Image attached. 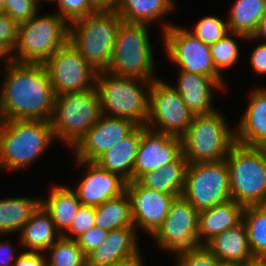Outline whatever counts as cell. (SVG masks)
I'll use <instances>...</instances> for the list:
<instances>
[{"instance_id":"f6af8a7d","label":"cell","mask_w":266,"mask_h":266,"mask_svg":"<svg viewBox=\"0 0 266 266\" xmlns=\"http://www.w3.org/2000/svg\"><path fill=\"white\" fill-rule=\"evenodd\" d=\"M98 11H116L121 0H89Z\"/></svg>"},{"instance_id":"83f0119b","label":"cell","mask_w":266,"mask_h":266,"mask_svg":"<svg viewBox=\"0 0 266 266\" xmlns=\"http://www.w3.org/2000/svg\"><path fill=\"white\" fill-rule=\"evenodd\" d=\"M175 6L174 0H121L116 12L125 22L151 25L173 13Z\"/></svg>"},{"instance_id":"9c48e42d","label":"cell","mask_w":266,"mask_h":266,"mask_svg":"<svg viewBox=\"0 0 266 266\" xmlns=\"http://www.w3.org/2000/svg\"><path fill=\"white\" fill-rule=\"evenodd\" d=\"M148 29L146 24L121 23L107 70L109 73L148 81L158 79L154 75L156 64Z\"/></svg>"},{"instance_id":"5bb4252c","label":"cell","mask_w":266,"mask_h":266,"mask_svg":"<svg viewBox=\"0 0 266 266\" xmlns=\"http://www.w3.org/2000/svg\"><path fill=\"white\" fill-rule=\"evenodd\" d=\"M55 96L95 88L97 71L68 41L44 64Z\"/></svg>"},{"instance_id":"e0dca14e","label":"cell","mask_w":266,"mask_h":266,"mask_svg":"<svg viewBox=\"0 0 266 266\" xmlns=\"http://www.w3.org/2000/svg\"><path fill=\"white\" fill-rule=\"evenodd\" d=\"M134 226L152 236L167 217L170 205L177 195H169L144 187L139 181L127 182Z\"/></svg>"},{"instance_id":"1f68e13d","label":"cell","mask_w":266,"mask_h":266,"mask_svg":"<svg viewBox=\"0 0 266 266\" xmlns=\"http://www.w3.org/2000/svg\"><path fill=\"white\" fill-rule=\"evenodd\" d=\"M243 222L252 255L266 256V205L246 206Z\"/></svg>"},{"instance_id":"bcb514c9","label":"cell","mask_w":266,"mask_h":266,"mask_svg":"<svg viewBox=\"0 0 266 266\" xmlns=\"http://www.w3.org/2000/svg\"><path fill=\"white\" fill-rule=\"evenodd\" d=\"M261 40L266 42V13L258 23L257 29L252 37H247V41Z\"/></svg>"},{"instance_id":"ba28073f","label":"cell","mask_w":266,"mask_h":266,"mask_svg":"<svg viewBox=\"0 0 266 266\" xmlns=\"http://www.w3.org/2000/svg\"><path fill=\"white\" fill-rule=\"evenodd\" d=\"M101 115L96 88L57 95L50 119L54 137L72 149Z\"/></svg>"},{"instance_id":"9a60e30c","label":"cell","mask_w":266,"mask_h":266,"mask_svg":"<svg viewBox=\"0 0 266 266\" xmlns=\"http://www.w3.org/2000/svg\"><path fill=\"white\" fill-rule=\"evenodd\" d=\"M182 154L181 137L141 126V140L133 167V180L138 181L144 174L157 171L166 164L176 161Z\"/></svg>"},{"instance_id":"4dcf8cb0","label":"cell","mask_w":266,"mask_h":266,"mask_svg":"<svg viewBox=\"0 0 266 266\" xmlns=\"http://www.w3.org/2000/svg\"><path fill=\"white\" fill-rule=\"evenodd\" d=\"M95 227L111 231L134 226L131 202L127 193L95 207Z\"/></svg>"},{"instance_id":"b9f144b4","label":"cell","mask_w":266,"mask_h":266,"mask_svg":"<svg viewBox=\"0 0 266 266\" xmlns=\"http://www.w3.org/2000/svg\"><path fill=\"white\" fill-rule=\"evenodd\" d=\"M249 62L253 73L256 75H266V42L260 41L258 45L250 52Z\"/></svg>"},{"instance_id":"f546056e","label":"cell","mask_w":266,"mask_h":266,"mask_svg":"<svg viewBox=\"0 0 266 266\" xmlns=\"http://www.w3.org/2000/svg\"><path fill=\"white\" fill-rule=\"evenodd\" d=\"M230 9L229 32L252 37L266 13V0H236Z\"/></svg>"},{"instance_id":"44dd1931","label":"cell","mask_w":266,"mask_h":266,"mask_svg":"<svg viewBox=\"0 0 266 266\" xmlns=\"http://www.w3.org/2000/svg\"><path fill=\"white\" fill-rule=\"evenodd\" d=\"M135 226L109 231L100 247L90 252L87 266H111L140 252Z\"/></svg>"},{"instance_id":"ab89813d","label":"cell","mask_w":266,"mask_h":266,"mask_svg":"<svg viewBox=\"0 0 266 266\" xmlns=\"http://www.w3.org/2000/svg\"><path fill=\"white\" fill-rule=\"evenodd\" d=\"M220 260L203 245L197 252L179 259L175 266H218Z\"/></svg>"},{"instance_id":"e575fe53","label":"cell","mask_w":266,"mask_h":266,"mask_svg":"<svg viewBox=\"0 0 266 266\" xmlns=\"http://www.w3.org/2000/svg\"><path fill=\"white\" fill-rule=\"evenodd\" d=\"M189 31L210 46L229 33L228 21L216 16H205Z\"/></svg>"},{"instance_id":"52a82bcc","label":"cell","mask_w":266,"mask_h":266,"mask_svg":"<svg viewBox=\"0 0 266 266\" xmlns=\"http://www.w3.org/2000/svg\"><path fill=\"white\" fill-rule=\"evenodd\" d=\"M226 163L231 199L243 207L266 205V153L263 148L235 143Z\"/></svg>"},{"instance_id":"603a6c76","label":"cell","mask_w":266,"mask_h":266,"mask_svg":"<svg viewBox=\"0 0 266 266\" xmlns=\"http://www.w3.org/2000/svg\"><path fill=\"white\" fill-rule=\"evenodd\" d=\"M19 234L18 242L23 250L43 253L62 236L42 205L32 214Z\"/></svg>"},{"instance_id":"2e32d148","label":"cell","mask_w":266,"mask_h":266,"mask_svg":"<svg viewBox=\"0 0 266 266\" xmlns=\"http://www.w3.org/2000/svg\"><path fill=\"white\" fill-rule=\"evenodd\" d=\"M138 127L133 121L125 118L101 115L71 151L75 159L95 161L120 140L125 139Z\"/></svg>"},{"instance_id":"3957f363","label":"cell","mask_w":266,"mask_h":266,"mask_svg":"<svg viewBox=\"0 0 266 266\" xmlns=\"http://www.w3.org/2000/svg\"><path fill=\"white\" fill-rule=\"evenodd\" d=\"M124 20L116 11H96L70 23L69 41L97 72L107 71Z\"/></svg>"},{"instance_id":"ee69618b","label":"cell","mask_w":266,"mask_h":266,"mask_svg":"<svg viewBox=\"0 0 266 266\" xmlns=\"http://www.w3.org/2000/svg\"><path fill=\"white\" fill-rule=\"evenodd\" d=\"M1 241L2 240H0V266H14L15 260L18 257L15 252L17 250L12 247L10 240L6 242Z\"/></svg>"},{"instance_id":"d6a6232c","label":"cell","mask_w":266,"mask_h":266,"mask_svg":"<svg viewBox=\"0 0 266 266\" xmlns=\"http://www.w3.org/2000/svg\"><path fill=\"white\" fill-rule=\"evenodd\" d=\"M45 254L47 266H87L86 255L76 240L64 236L54 242Z\"/></svg>"},{"instance_id":"cb8c5ba5","label":"cell","mask_w":266,"mask_h":266,"mask_svg":"<svg viewBox=\"0 0 266 266\" xmlns=\"http://www.w3.org/2000/svg\"><path fill=\"white\" fill-rule=\"evenodd\" d=\"M141 140V126L125 139L120 140L94 162L105 170L120 175L127 182L133 181V167Z\"/></svg>"},{"instance_id":"836d02e7","label":"cell","mask_w":266,"mask_h":266,"mask_svg":"<svg viewBox=\"0 0 266 266\" xmlns=\"http://www.w3.org/2000/svg\"><path fill=\"white\" fill-rule=\"evenodd\" d=\"M230 35H233L234 38L237 37L240 40L247 39L244 35L229 32L223 38L210 45L213 65L220 74H222L221 69L234 66L240 56L238 44Z\"/></svg>"},{"instance_id":"7a4b0ae2","label":"cell","mask_w":266,"mask_h":266,"mask_svg":"<svg viewBox=\"0 0 266 266\" xmlns=\"http://www.w3.org/2000/svg\"><path fill=\"white\" fill-rule=\"evenodd\" d=\"M53 141L50 121H0V170L15 171L33 165Z\"/></svg>"},{"instance_id":"ffe728a7","label":"cell","mask_w":266,"mask_h":266,"mask_svg":"<svg viewBox=\"0 0 266 266\" xmlns=\"http://www.w3.org/2000/svg\"><path fill=\"white\" fill-rule=\"evenodd\" d=\"M177 74V83L173 87L195 115L208 114L217 110L212 104L213 93H215L213 91L222 89L223 86L216 79L185 71H179Z\"/></svg>"},{"instance_id":"484cf974","label":"cell","mask_w":266,"mask_h":266,"mask_svg":"<svg viewBox=\"0 0 266 266\" xmlns=\"http://www.w3.org/2000/svg\"><path fill=\"white\" fill-rule=\"evenodd\" d=\"M49 193L46 199L41 198V205L51 215L57 230L63 235L70 228L82 203L74 189L67 185L53 186Z\"/></svg>"},{"instance_id":"4fadbf2b","label":"cell","mask_w":266,"mask_h":266,"mask_svg":"<svg viewBox=\"0 0 266 266\" xmlns=\"http://www.w3.org/2000/svg\"><path fill=\"white\" fill-rule=\"evenodd\" d=\"M183 196L198 212L231 199L226 159L189 163Z\"/></svg>"},{"instance_id":"816d5d0a","label":"cell","mask_w":266,"mask_h":266,"mask_svg":"<svg viewBox=\"0 0 266 266\" xmlns=\"http://www.w3.org/2000/svg\"><path fill=\"white\" fill-rule=\"evenodd\" d=\"M4 9V0H0V13H3Z\"/></svg>"},{"instance_id":"7dc6e473","label":"cell","mask_w":266,"mask_h":266,"mask_svg":"<svg viewBox=\"0 0 266 266\" xmlns=\"http://www.w3.org/2000/svg\"><path fill=\"white\" fill-rule=\"evenodd\" d=\"M143 258L141 256V251L136 255L129 257L127 259L120 260L111 266H144Z\"/></svg>"},{"instance_id":"d6986e66","label":"cell","mask_w":266,"mask_h":266,"mask_svg":"<svg viewBox=\"0 0 266 266\" xmlns=\"http://www.w3.org/2000/svg\"><path fill=\"white\" fill-rule=\"evenodd\" d=\"M236 126V143L250 147H263L266 144V87L253 88L248 105Z\"/></svg>"},{"instance_id":"8992f818","label":"cell","mask_w":266,"mask_h":266,"mask_svg":"<svg viewBox=\"0 0 266 266\" xmlns=\"http://www.w3.org/2000/svg\"><path fill=\"white\" fill-rule=\"evenodd\" d=\"M218 110L195 115L188 130L181 136L183 156L188 163L225 160L236 143L235 129Z\"/></svg>"},{"instance_id":"4316f807","label":"cell","mask_w":266,"mask_h":266,"mask_svg":"<svg viewBox=\"0 0 266 266\" xmlns=\"http://www.w3.org/2000/svg\"><path fill=\"white\" fill-rule=\"evenodd\" d=\"M188 160L183 154L157 171L144 174L138 181L149 189L169 195H183Z\"/></svg>"},{"instance_id":"277c9868","label":"cell","mask_w":266,"mask_h":266,"mask_svg":"<svg viewBox=\"0 0 266 266\" xmlns=\"http://www.w3.org/2000/svg\"><path fill=\"white\" fill-rule=\"evenodd\" d=\"M151 84L152 81L136 77L97 72L95 88L100 97L102 114L146 126Z\"/></svg>"},{"instance_id":"d4e9b609","label":"cell","mask_w":266,"mask_h":266,"mask_svg":"<svg viewBox=\"0 0 266 266\" xmlns=\"http://www.w3.org/2000/svg\"><path fill=\"white\" fill-rule=\"evenodd\" d=\"M205 246L223 262H236L243 264L252 256L248 233L245 223L242 221L237 226L219 233Z\"/></svg>"},{"instance_id":"ac0fdd59","label":"cell","mask_w":266,"mask_h":266,"mask_svg":"<svg viewBox=\"0 0 266 266\" xmlns=\"http://www.w3.org/2000/svg\"><path fill=\"white\" fill-rule=\"evenodd\" d=\"M77 167L85 168L74 190L82 205L99 206L126 192L127 181L120 175L109 172L94 161L75 159Z\"/></svg>"},{"instance_id":"f5cc1de1","label":"cell","mask_w":266,"mask_h":266,"mask_svg":"<svg viewBox=\"0 0 266 266\" xmlns=\"http://www.w3.org/2000/svg\"><path fill=\"white\" fill-rule=\"evenodd\" d=\"M41 1H42V0H37L39 6H40L39 2H41ZM43 1H45V0H43ZM47 1H48V2H49V1H51V2L54 1V2H56V3L58 2V0H47Z\"/></svg>"},{"instance_id":"30bf717a","label":"cell","mask_w":266,"mask_h":266,"mask_svg":"<svg viewBox=\"0 0 266 266\" xmlns=\"http://www.w3.org/2000/svg\"><path fill=\"white\" fill-rule=\"evenodd\" d=\"M198 214L183 195L175 197L164 222L151 236L158 248L176 255V262L203 246L198 236Z\"/></svg>"},{"instance_id":"8fae6325","label":"cell","mask_w":266,"mask_h":266,"mask_svg":"<svg viewBox=\"0 0 266 266\" xmlns=\"http://www.w3.org/2000/svg\"><path fill=\"white\" fill-rule=\"evenodd\" d=\"M165 53L179 71L201 74L216 79L223 87L226 81L213 65L210 46L187 28L165 22L163 25Z\"/></svg>"},{"instance_id":"5b68a950","label":"cell","mask_w":266,"mask_h":266,"mask_svg":"<svg viewBox=\"0 0 266 266\" xmlns=\"http://www.w3.org/2000/svg\"><path fill=\"white\" fill-rule=\"evenodd\" d=\"M69 27L70 24L57 12L43 16L37 13L18 24L13 62L44 64L69 41Z\"/></svg>"},{"instance_id":"f1b7e54d","label":"cell","mask_w":266,"mask_h":266,"mask_svg":"<svg viewBox=\"0 0 266 266\" xmlns=\"http://www.w3.org/2000/svg\"><path fill=\"white\" fill-rule=\"evenodd\" d=\"M41 205L39 197H8L0 199V236L20 233L25 223Z\"/></svg>"},{"instance_id":"681fc988","label":"cell","mask_w":266,"mask_h":266,"mask_svg":"<svg viewBox=\"0 0 266 266\" xmlns=\"http://www.w3.org/2000/svg\"><path fill=\"white\" fill-rule=\"evenodd\" d=\"M4 68L9 66L13 62L12 53L2 44H0V61L4 62Z\"/></svg>"},{"instance_id":"8d00e7d4","label":"cell","mask_w":266,"mask_h":266,"mask_svg":"<svg viewBox=\"0 0 266 266\" xmlns=\"http://www.w3.org/2000/svg\"><path fill=\"white\" fill-rule=\"evenodd\" d=\"M37 0H4L3 13L10 16L17 24L28 21L39 13Z\"/></svg>"},{"instance_id":"60d3db41","label":"cell","mask_w":266,"mask_h":266,"mask_svg":"<svg viewBox=\"0 0 266 266\" xmlns=\"http://www.w3.org/2000/svg\"><path fill=\"white\" fill-rule=\"evenodd\" d=\"M18 24L6 13H0V44L11 53L17 41Z\"/></svg>"},{"instance_id":"7bdbcfd3","label":"cell","mask_w":266,"mask_h":266,"mask_svg":"<svg viewBox=\"0 0 266 266\" xmlns=\"http://www.w3.org/2000/svg\"><path fill=\"white\" fill-rule=\"evenodd\" d=\"M14 266H47L46 254L43 252H19Z\"/></svg>"},{"instance_id":"d590c367","label":"cell","mask_w":266,"mask_h":266,"mask_svg":"<svg viewBox=\"0 0 266 266\" xmlns=\"http://www.w3.org/2000/svg\"><path fill=\"white\" fill-rule=\"evenodd\" d=\"M56 4L57 13L69 24L97 11L89 0H58Z\"/></svg>"},{"instance_id":"db71d44e","label":"cell","mask_w":266,"mask_h":266,"mask_svg":"<svg viewBox=\"0 0 266 266\" xmlns=\"http://www.w3.org/2000/svg\"><path fill=\"white\" fill-rule=\"evenodd\" d=\"M264 152L266 153V144L262 147Z\"/></svg>"},{"instance_id":"c3c4849f","label":"cell","mask_w":266,"mask_h":266,"mask_svg":"<svg viewBox=\"0 0 266 266\" xmlns=\"http://www.w3.org/2000/svg\"><path fill=\"white\" fill-rule=\"evenodd\" d=\"M242 266H266V256L252 255Z\"/></svg>"},{"instance_id":"6da1fadb","label":"cell","mask_w":266,"mask_h":266,"mask_svg":"<svg viewBox=\"0 0 266 266\" xmlns=\"http://www.w3.org/2000/svg\"><path fill=\"white\" fill-rule=\"evenodd\" d=\"M3 70L0 121H50L54 111L55 94L45 66L12 62Z\"/></svg>"},{"instance_id":"f35d334b","label":"cell","mask_w":266,"mask_h":266,"mask_svg":"<svg viewBox=\"0 0 266 266\" xmlns=\"http://www.w3.org/2000/svg\"><path fill=\"white\" fill-rule=\"evenodd\" d=\"M108 233V230L94 226L79 235L75 240L79 247L83 250V253L87 256L94 249L101 246V244L106 240Z\"/></svg>"},{"instance_id":"74e56055","label":"cell","mask_w":266,"mask_h":266,"mask_svg":"<svg viewBox=\"0 0 266 266\" xmlns=\"http://www.w3.org/2000/svg\"><path fill=\"white\" fill-rule=\"evenodd\" d=\"M94 220L95 206L81 205L70 228L62 236L75 240L79 235L95 226Z\"/></svg>"},{"instance_id":"f907efd6","label":"cell","mask_w":266,"mask_h":266,"mask_svg":"<svg viewBox=\"0 0 266 266\" xmlns=\"http://www.w3.org/2000/svg\"><path fill=\"white\" fill-rule=\"evenodd\" d=\"M218 266H242L241 263L220 261Z\"/></svg>"},{"instance_id":"7402d4cb","label":"cell","mask_w":266,"mask_h":266,"mask_svg":"<svg viewBox=\"0 0 266 266\" xmlns=\"http://www.w3.org/2000/svg\"><path fill=\"white\" fill-rule=\"evenodd\" d=\"M244 208L233 199H229L200 211L198 214V236L201 243L205 245L219 233L240 224L243 221Z\"/></svg>"},{"instance_id":"7c38bea8","label":"cell","mask_w":266,"mask_h":266,"mask_svg":"<svg viewBox=\"0 0 266 266\" xmlns=\"http://www.w3.org/2000/svg\"><path fill=\"white\" fill-rule=\"evenodd\" d=\"M194 116L173 85L160 78L152 81L149 90L147 128L181 137L188 130Z\"/></svg>"}]
</instances>
